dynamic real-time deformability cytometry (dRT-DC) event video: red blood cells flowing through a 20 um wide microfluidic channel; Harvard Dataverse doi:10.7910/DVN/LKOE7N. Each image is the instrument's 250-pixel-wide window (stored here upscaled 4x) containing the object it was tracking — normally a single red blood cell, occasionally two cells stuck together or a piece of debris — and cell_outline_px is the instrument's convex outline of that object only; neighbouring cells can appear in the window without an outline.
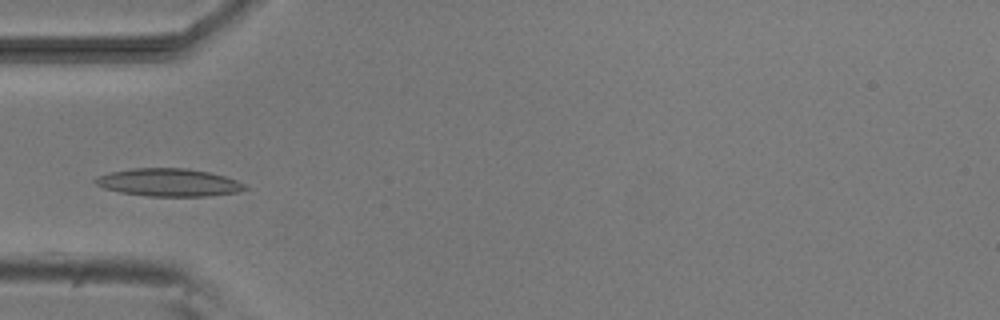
{"species": "common noctule bat (a hibernating species)", "species_latin": "Nyctalus noctula", "temperature_condition": "room temperature", "stored_images_in_passage": 8, "camera_frame_rate_fps": 3000, "um_per_image_px": 0.085, "animal": {"sex": "male", "body_mass_g": 20.5, "forearm_length_mm": 52.5}, "frame": {"image": 1, "passage_image": 5, "time_ms": 4.667, "image_size_px": [1000, 320], "cell_outline_px": [[248, 188], [236, 192], [208, 196], [148, 196], [120, 192], [104, 188], [96, 184], [92, 180], [100, 176], [112, 172], [132, 168], [188, 168], [208, 172], [224, 176], [236, 180], [244, 184]], "centroid_in_image_um": [14.34, 15.51], "position_along_channel_um": 70.7, "area_um2": 23.99}}
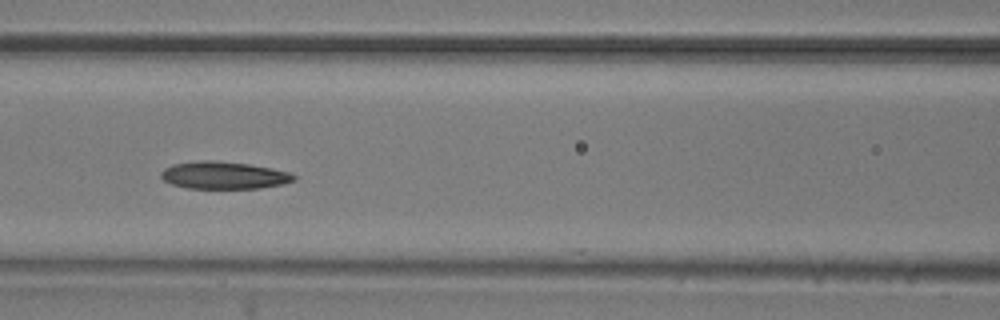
{"frame": {"image": 2, "passage_image": 7, "time_ms": 6.667, "image_size_px": [1000, 320], "cell_outline_px": [[296, 180], [284, 184], [260, 188], [188, 188], [172, 184], [164, 180], [160, 176], [160, 172], [164, 168], [172, 164], [204, 160], [216, 160], [248, 164], [272, 168], [288, 172], [296, 176]], "centroid_in_image_um": [19.03, 14.89], "position_along_channel_um": 147.6, "area_um2": 21.21}}
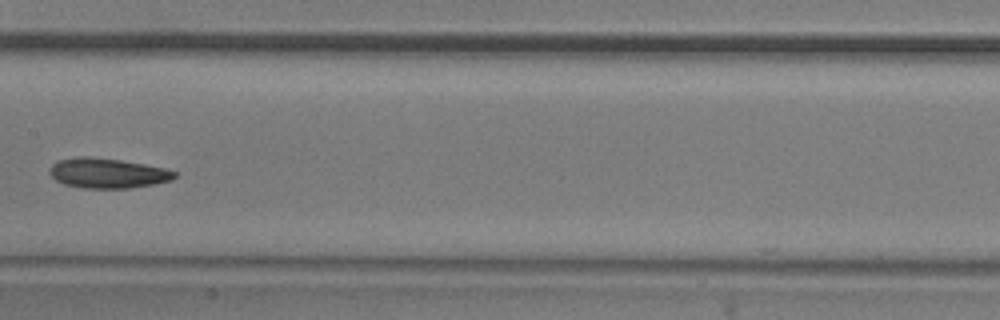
{"frame": {"image": 3, "passage_image": 8, "time_ms": 8.0, "image_size_px": [1000, 320], "cell_outline_px": [[176, 176], [172, 180], [152, 184], [128, 188], [84, 188], [64, 184], [56, 180], [48, 172], [52, 164], [60, 160], [80, 156], [88, 156], [120, 160], [144, 164], [164, 168], [176, 172]], "centroid_in_image_um": [9.13, 14.71], "position_along_channel_um": 198.3, "area_um2": 21.62}}